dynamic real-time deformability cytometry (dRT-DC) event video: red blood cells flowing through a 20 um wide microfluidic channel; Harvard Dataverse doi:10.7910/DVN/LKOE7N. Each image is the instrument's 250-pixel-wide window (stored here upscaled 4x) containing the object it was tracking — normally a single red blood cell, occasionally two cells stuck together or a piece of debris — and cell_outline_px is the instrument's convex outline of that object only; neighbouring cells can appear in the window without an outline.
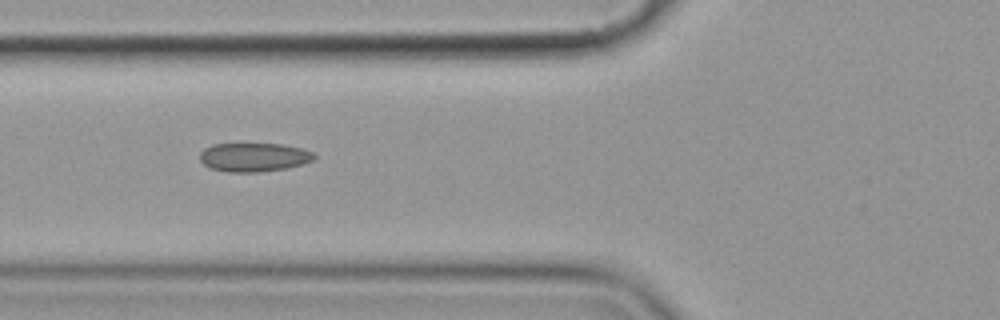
{"species": "common noctule bat (a hibernating species)", "species_latin": "Nyctalus noctula", "temperature_condition": "cold", "stored_images_in_passage": 4, "camera_frame_rate_fps": 3000, "um_per_image_px": 0.085, "animal": {"sex": "female", "body_mass_g": 19.9}, "frame": {"image": 1, "passage_image": 3, "time_ms": 2.667, "image_size_px": [1000, 320], "cell_outline_px": [[316, 156], [312, 160], [288, 168], [260, 172], [228, 172], [208, 168], [200, 160], [200, 152], [204, 148], [212, 144], [284, 144], [300, 148], [312, 152]], "centroid_in_image_um": [21.54, 13.36], "position_along_channel_um": 104.3, "area_um2": 19.19}}
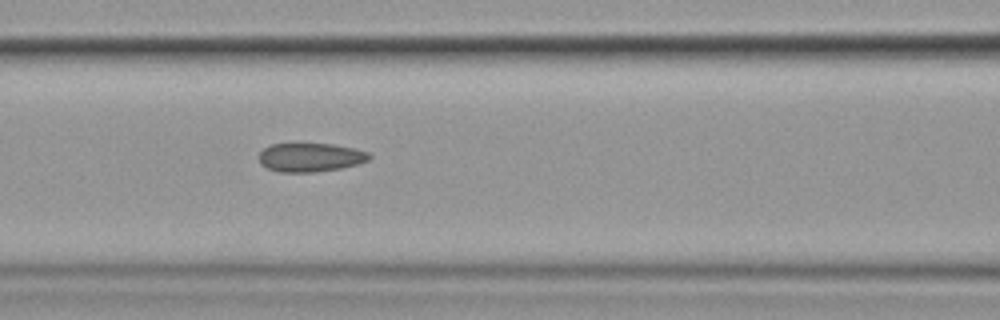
{"frame": {"image": 2, "passage_image": 4, "time_ms": 3.667, "image_size_px": [1000, 320], "cell_outline_px": [[372, 156], [368, 160], [356, 164], [340, 168], [316, 172], [280, 172], [268, 168], [260, 164], [260, 152], [264, 148], [272, 144], [332, 144], [352, 148], [368, 152]], "centroid_in_image_um": [26.37, 13.38], "position_along_channel_um": 140.2, "area_um2": 18.26}}